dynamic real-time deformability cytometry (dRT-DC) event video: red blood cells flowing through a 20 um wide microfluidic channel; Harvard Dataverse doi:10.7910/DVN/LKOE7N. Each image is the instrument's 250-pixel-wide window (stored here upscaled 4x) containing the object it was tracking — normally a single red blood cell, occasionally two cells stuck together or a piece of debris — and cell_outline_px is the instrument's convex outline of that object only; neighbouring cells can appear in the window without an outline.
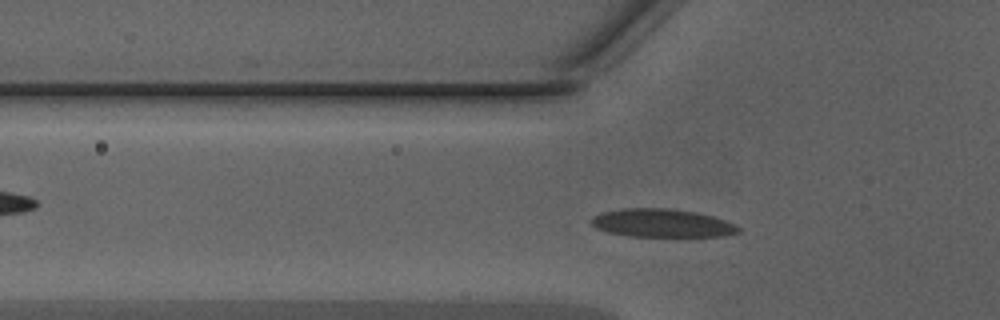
{"species": "Egyptian fruit bat (a non-hibernating species)", "species_latin": "Rousettus aegyptiacus", "temperature_condition": "warm", "stored_images_in_passage": 39, "camera_frame_rate_fps": 3000, "um_per_image_px": 0.085, "animal": {"sex": "male"}, "frame": {"image": 1, "passage_image": 7, "time_ms": 2.0, "image_size_px": [1000, 320], "cell_outline_px": [[740, 232], [724, 236], [628, 236], [608, 232], [596, 228], [588, 220], [592, 216], [600, 212], [620, 208], [668, 208], [696, 212], [712, 216], [736, 224], [740, 228]], "centroid_in_image_um": [56.23, 18.95], "position_along_channel_um": 69.6, "area_um2": 24.39}}
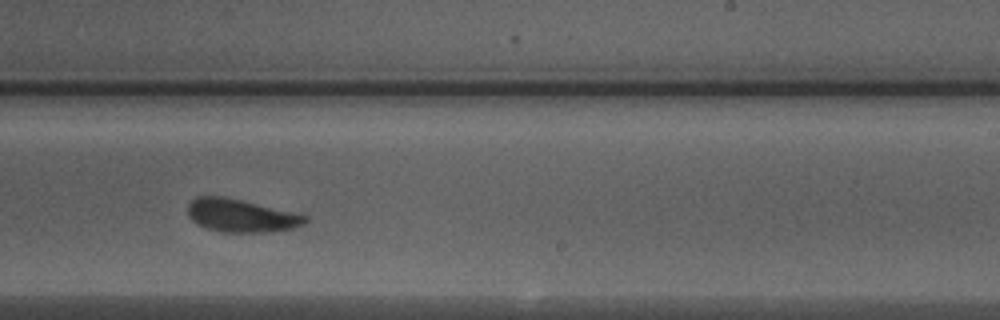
{"frame": {"image": 2, "passage_image": 21, "time_ms": 6.667, "image_size_px": [1000, 320], "cell_outline_px": [[308, 220], [304, 224], [292, 228], [268, 232], [220, 232], [196, 224], [188, 216], [188, 204], [196, 196], [224, 196], [296, 212], [308, 216]], "centroid_in_image_um": [20.49, 18.32], "position_along_channel_um": 268.5, "area_um2": 22.72}}
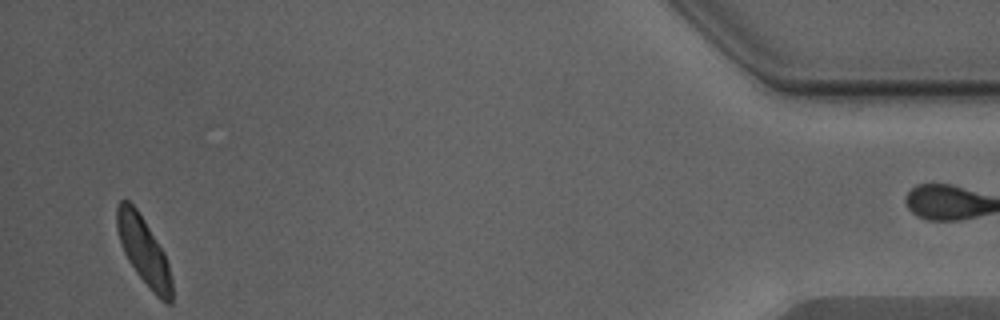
{"frame": {"image": 3, "passage_image": 37, "time_ms": 12.0, "image_size_px": [1000, 320], "cell_outline_px": [[172, 304], [168, 304], [160, 300], [152, 292], [136, 272], [128, 260], [124, 252], [116, 228], [116, 208], [120, 200], [128, 200], [136, 208], [144, 220], [164, 252], [168, 264], [172, 280]], "centroid_in_image_um": [12.22, 21.35], "position_along_channel_um": 423.0, "area_um2": 21.56}, "authors_computed_cell_mechanics": {"area_um2": 23.0622, "velocity_mm_per_s": 4.2994, "shape_relaxation_time_tau1_ms": 3.2591, "shape_relaxation_time_tau2_ms": 0.8647, "deformation_change_tau1": 0.1338, "deformation_change_tau2": 0.0576}}